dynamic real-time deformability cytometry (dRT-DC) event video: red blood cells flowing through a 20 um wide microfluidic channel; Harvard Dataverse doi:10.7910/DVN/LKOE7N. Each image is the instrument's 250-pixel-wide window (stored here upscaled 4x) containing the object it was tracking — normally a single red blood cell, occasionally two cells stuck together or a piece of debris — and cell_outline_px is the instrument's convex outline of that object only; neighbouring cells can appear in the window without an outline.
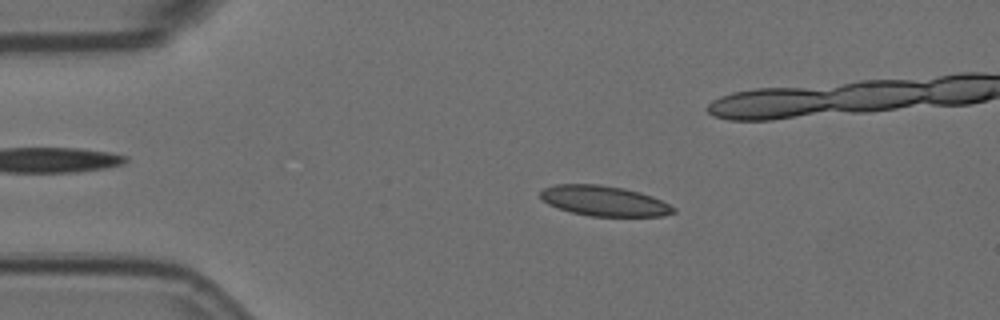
{"species": "Egyptian fruit bat (a non-hibernating species)", "species_latin": "Rousettus aegyptiacus", "temperature_condition": "room temperature", "stored_images_in_passage": 25, "camera_frame_rate_fps": 3000, "um_per_image_px": 0.085, "animal": {"sex": "female"}, "frame": {"image": 1, "passage_image": 1, "time_ms": 0.0, "image_size_px": [1000, 320], "cell_outline_px": [[676, 212], [664, 216], [592, 216], [572, 212], [548, 204], [540, 196], [540, 192], [544, 188], [556, 184], [600, 184], [624, 188], [640, 192], [652, 196], [676, 208]], "centroid_in_image_um": [51.37, 17.07], "position_along_channel_um": 33.6, "area_um2": 23.29}}
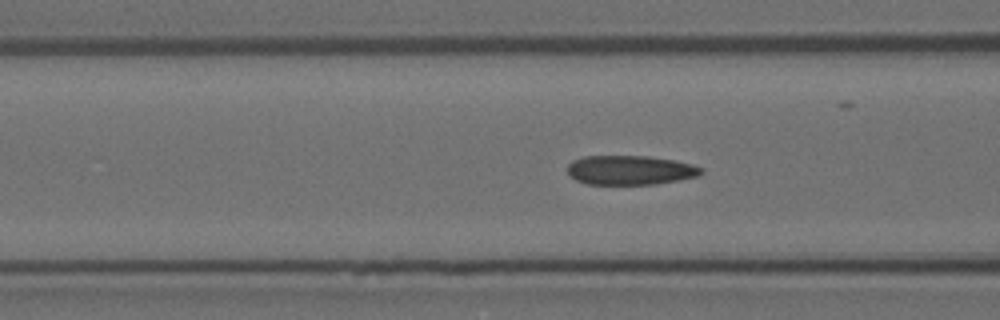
{"frame": {"image": 2, "passage_image": 11, "time_ms": 3.333, "image_size_px": [1000, 320], "cell_outline_px": [[704, 172], [700, 176], [680, 180], [656, 184], [588, 184], [576, 180], [568, 176], [568, 164], [572, 160], [584, 156], [648, 156], [676, 160], [692, 164], [704, 168]], "centroid_in_image_um": [53.6, 14.46], "position_along_channel_um": 113.0, "area_um2": 23.18}}
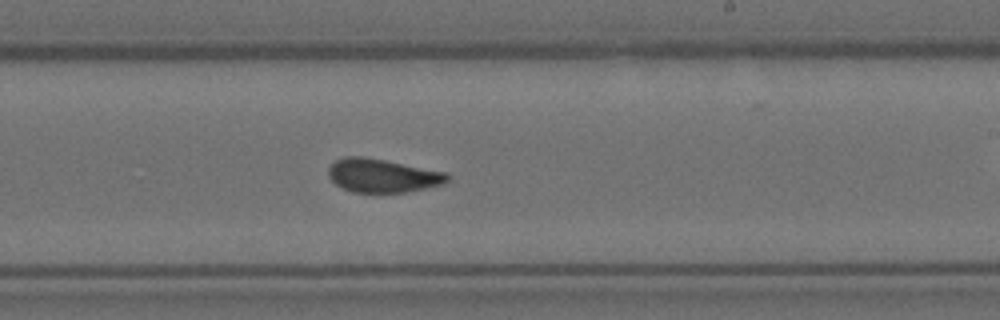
{"frame": {"image": 3, "passage_image": 23, "time_ms": 7.333, "image_size_px": [1000, 320], "cell_outline_px": [[448, 180], [444, 184], [404, 192], [352, 192], [336, 184], [328, 176], [328, 168], [336, 160], [344, 156], [364, 156], [448, 172]], "centroid_in_image_um": [32.51, 14.91], "position_along_channel_um": 256.5, "area_um2": 23.18}}